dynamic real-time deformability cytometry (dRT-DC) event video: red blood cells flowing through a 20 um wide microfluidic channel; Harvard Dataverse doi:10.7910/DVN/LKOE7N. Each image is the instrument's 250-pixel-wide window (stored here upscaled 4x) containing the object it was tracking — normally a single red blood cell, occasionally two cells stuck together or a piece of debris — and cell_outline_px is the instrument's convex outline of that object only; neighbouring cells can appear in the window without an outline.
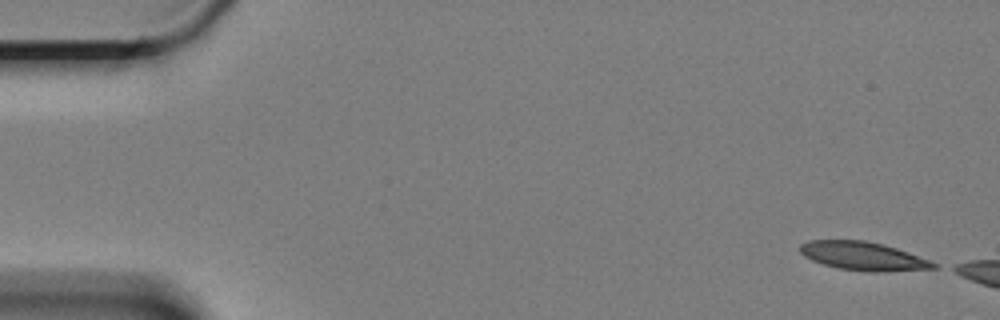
{"species": "Egyptian fruit bat (a non-hibernating species)", "species_latin": "Rousettus aegyptiacus", "temperature_condition": "cold", "stored_images_in_passage": 12, "camera_frame_rate_fps": 3000, "um_per_image_px": 0.085, "animal": {"sex": "female"}, "frame": {"image": 1, "passage_image": 1, "time_ms": 0.0, "image_size_px": [1000, 320], "cell_outline_px": [[940, 268], [884, 272], [872, 272], [840, 268], [824, 264], [812, 260], [804, 256], [800, 252], [800, 244], [808, 240], [864, 240], [884, 244], [908, 252], [940, 264]], "centroid_in_image_um": [73.42, 21.77], "position_along_channel_um": 11.6, "area_um2": 22.25}}